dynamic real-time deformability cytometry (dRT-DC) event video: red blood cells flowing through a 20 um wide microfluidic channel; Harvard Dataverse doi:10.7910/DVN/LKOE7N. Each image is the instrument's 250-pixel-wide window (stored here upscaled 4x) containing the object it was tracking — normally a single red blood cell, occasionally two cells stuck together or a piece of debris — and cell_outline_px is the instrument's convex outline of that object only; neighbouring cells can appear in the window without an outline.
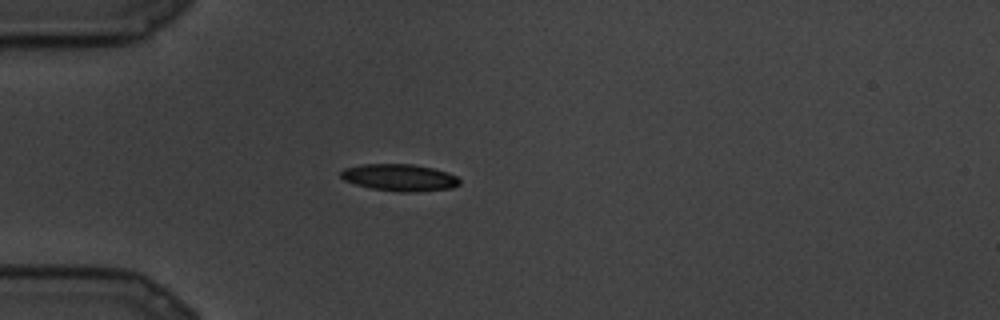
{"species": "common noctule bat (a hibernating species)", "species_latin": "Nyctalus noctula", "temperature_condition": "cold", "stored_images_in_passage": 11, "camera_frame_rate_fps": 3000, "um_per_image_px": 0.085, "animal": {"sex": "male", "body_mass_g": 19.5, "forearm_length_mm": 54.6}, "frame": {"image": 1, "passage_image": 1, "time_ms": 0.0, "image_size_px": [1000, 320], "cell_outline_px": [[460, 184], [452, 188], [416, 192], [400, 192], [372, 188], [356, 184], [344, 180], [340, 176], [340, 172], [344, 168], [360, 164], [412, 164], [432, 168], [448, 172], [456, 176], [460, 180]], "centroid_in_image_um": [33.97, 15.09], "position_along_channel_um": 51.0, "area_um2": 18.67}}
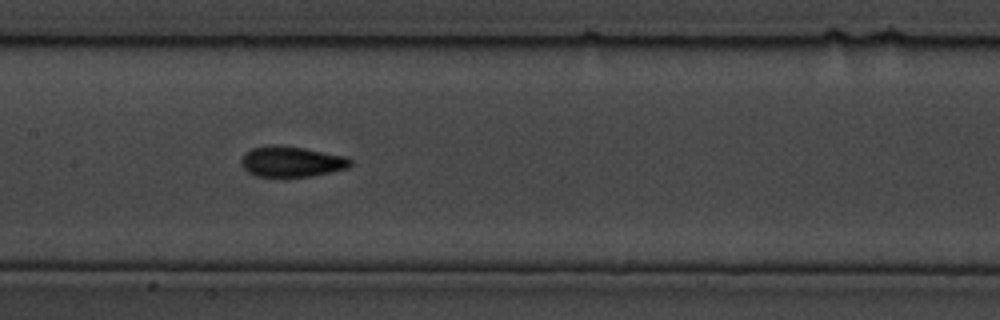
{"frame": {"image": 2, "passage_image": 7, "time_ms": 2.0, "image_size_px": [1000, 320], "cell_outline_px": [[352, 164], [348, 168], [308, 176], [256, 176], [248, 172], [240, 164], [240, 160], [244, 152], [252, 148], [272, 144], [304, 148], [348, 156], [352, 160]], "centroid_in_image_um": [24.76, 13.72], "position_along_channel_um": 182.6, "area_um2": 19.48}}
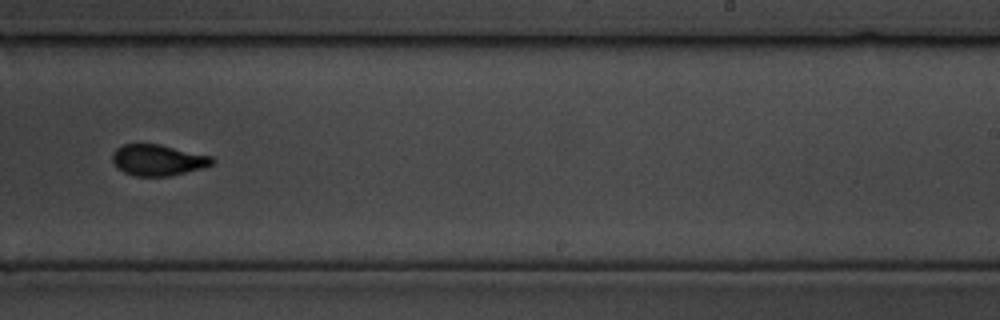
{"frame": {"image": 3, "passage_image": 10, "time_ms": 3.0, "image_size_px": [1000, 320], "cell_outline_px": [[216, 160], [212, 164], [204, 168], [168, 176], [136, 176], [124, 172], [116, 168], [112, 160], [112, 152], [116, 148], [124, 144], [160, 144], [212, 156]], "centroid_in_image_um": [13.42, 13.6], "position_along_channel_um": 275.6, "area_um2": 18.21}}